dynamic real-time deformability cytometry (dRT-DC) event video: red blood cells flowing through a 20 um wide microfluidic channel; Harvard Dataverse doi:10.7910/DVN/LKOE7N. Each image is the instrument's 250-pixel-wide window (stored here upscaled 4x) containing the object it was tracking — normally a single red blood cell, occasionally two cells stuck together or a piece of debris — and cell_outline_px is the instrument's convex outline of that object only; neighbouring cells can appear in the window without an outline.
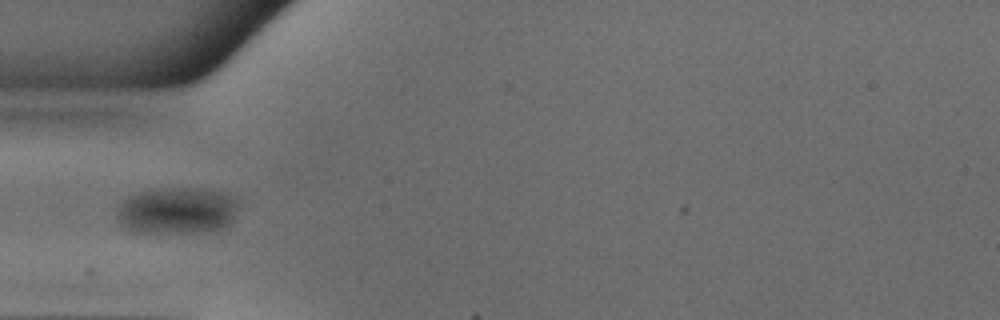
{"species": "common noctule bat (a hibernating species)", "species_latin": "Nyctalus noctula", "temperature_condition": "warm", "stored_images_in_passage": 35, "camera_frame_rate_fps": 3000, "um_per_image_px": 0.085, "animal": {"sex": "male", "body_mass_g": 18.8}, "frame": {"image": 1, "passage_image": 1, "time_ms": 0.0, "image_size_px": [1000, 320], "cell_outline_px": [[240, 200], [232, 220], [228, 224], [220, 228], [208, 232], [136, 232], [124, 228], [116, 220], [116, 216], [120, 204], [128, 196], [140, 192], [168, 188], [204, 188], [224, 192], [236, 196]], "centroid_in_image_um": [15.07, 17.89], "position_along_channel_um": 69.9, "area_um2": 33.35}}
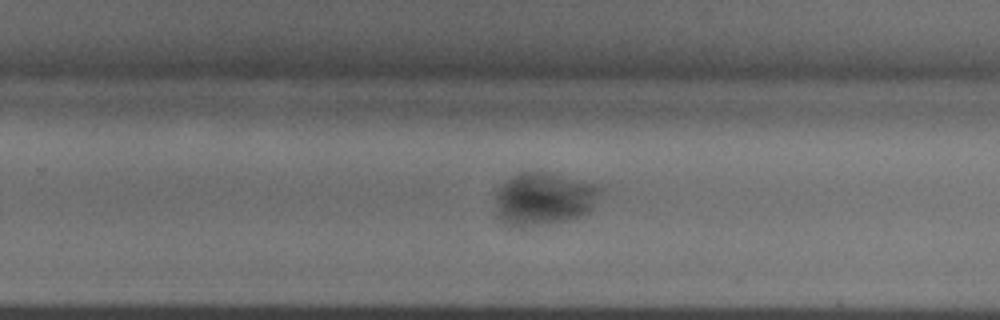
{"frame": {"image": 2, "passage_image": 17, "time_ms": 5.333, "image_size_px": [1000, 320], "cell_outline_px": [[600, 192], [592, 208], [588, 212], [580, 216], [536, 224], [508, 224], [500, 216], [496, 204], [496, 192], [508, 180], [524, 172], [540, 172], [588, 184], [600, 188]], "centroid_in_image_um": [46.21, 16.89], "position_along_channel_um": 283.6, "area_um2": 29.82}}
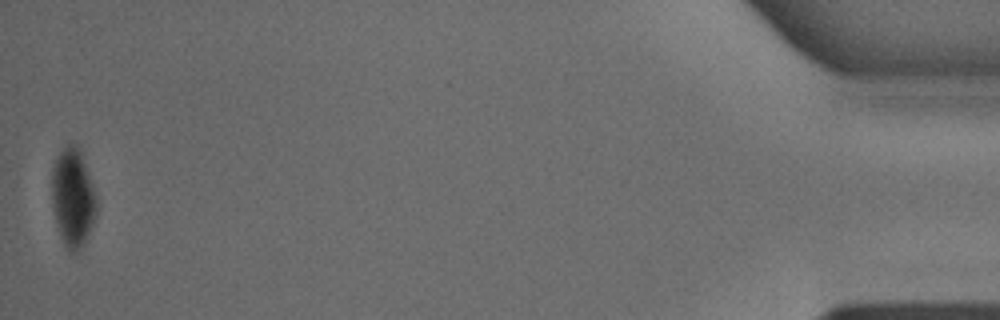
{"frame": {"image": 3, "passage_image": 35, "time_ms": 11.333, "image_size_px": [1000, 320], "cell_outline_px": [[96, 212], [92, 224], [84, 244], [80, 252], [72, 256], [64, 248], [56, 224], [52, 208], [52, 164], [56, 156], [68, 144], [72, 144], [80, 148], [96, 200]], "centroid_in_image_um": [6.15, 16.88], "position_along_channel_um": 429.0, "area_um2": 25.78}}